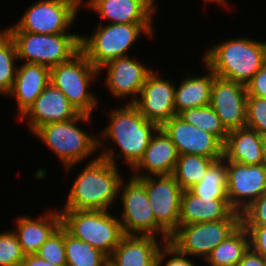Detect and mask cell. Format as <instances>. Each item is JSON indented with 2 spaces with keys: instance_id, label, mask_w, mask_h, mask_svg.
I'll return each mask as SVG.
<instances>
[{
  "instance_id": "cell-30",
  "label": "cell",
  "mask_w": 266,
  "mask_h": 266,
  "mask_svg": "<svg viewBox=\"0 0 266 266\" xmlns=\"http://www.w3.org/2000/svg\"><path fill=\"white\" fill-rule=\"evenodd\" d=\"M215 160L218 159L200 155H179L172 175L183 191L188 190L201 181Z\"/></svg>"
},
{
  "instance_id": "cell-38",
  "label": "cell",
  "mask_w": 266,
  "mask_h": 266,
  "mask_svg": "<svg viewBox=\"0 0 266 266\" xmlns=\"http://www.w3.org/2000/svg\"><path fill=\"white\" fill-rule=\"evenodd\" d=\"M249 234V247L266 259V226H244Z\"/></svg>"
},
{
  "instance_id": "cell-6",
  "label": "cell",
  "mask_w": 266,
  "mask_h": 266,
  "mask_svg": "<svg viewBox=\"0 0 266 266\" xmlns=\"http://www.w3.org/2000/svg\"><path fill=\"white\" fill-rule=\"evenodd\" d=\"M61 226L73 237L101 250L108 257L124 236L117 216L108 210H62Z\"/></svg>"
},
{
  "instance_id": "cell-1",
  "label": "cell",
  "mask_w": 266,
  "mask_h": 266,
  "mask_svg": "<svg viewBox=\"0 0 266 266\" xmlns=\"http://www.w3.org/2000/svg\"><path fill=\"white\" fill-rule=\"evenodd\" d=\"M115 151L104 149L78 174L63 210H108L119 195L121 180Z\"/></svg>"
},
{
  "instance_id": "cell-32",
  "label": "cell",
  "mask_w": 266,
  "mask_h": 266,
  "mask_svg": "<svg viewBox=\"0 0 266 266\" xmlns=\"http://www.w3.org/2000/svg\"><path fill=\"white\" fill-rule=\"evenodd\" d=\"M177 116L184 122L215 135L223 144L226 141L228 131L210 105L187 109Z\"/></svg>"
},
{
  "instance_id": "cell-25",
  "label": "cell",
  "mask_w": 266,
  "mask_h": 266,
  "mask_svg": "<svg viewBox=\"0 0 266 266\" xmlns=\"http://www.w3.org/2000/svg\"><path fill=\"white\" fill-rule=\"evenodd\" d=\"M223 158L244 165L265 163L262 135L248 127L228 131L223 144Z\"/></svg>"
},
{
  "instance_id": "cell-31",
  "label": "cell",
  "mask_w": 266,
  "mask_h": 266,
  "mask_svg": "<svg viewBox=\"0 0 266 266\" xmlns=\"http://www.w3.org/2000/svg\"><path fill=\"white\" fill-rule=\"evenodd\" d=\"M18 61L14 40L3 30L0 33V94L8 95L13 87Z\"/></svg>"
},
{
  "instance_id": "cell-26",
  "label": "cell",
  "mask_w": 266,
  "mask_h": 266,
  "mask_svg": "<svg viewBox=\"0 0 266 266\" xmlns=\"http://www.w3.org/2000/svg\"><path fill=\"white\" fill-rule=\"evenodd\" d=\"M207 75L183 78L178 88H175L174 109L176 115L187 109L210 105L211 87L216 77L212 69L205 64Z\"/></svg>"
},
{
  "instance_id": "cell-14",
  "label": "cell",
  "mask_w": 266,
  "mask_h": 266,
  "mask_svg": "<svg viewBox=\"0 0 266 266\" xmlns=\"http://www.w3.org/2000/svg\"><path fill=\"white\" fill-rule=\"evenodd\" d=\"M246 85L215 77L210 96V106L227 131L246 127Z\"/></svg>"
},
{
  "instance_id": "cell-21",
  "label": "cell",
  "mask_w": 266,
  "mask_h": 266,
  "mask_svg": "<svg viewBox=\"0 0 266 266\" xmlns=\"http://www.w3.org/2000/svg\"><path fill=\"white\" fill-rule=\"evenodd\" d=\"M160 249L157 237L124 235L108 263L111 266H156Z\"/></svg>"
},
{
  "instance_id": "cell-5",
  "label": "cell",
  "mask_w": 266,
  "mask_h": 266,
  "mask_svg": "<svg viewBox=\"0 0 266 266\" xmlns=\"http://www.w3.org/2000/svg\"><path fill=\"white\" fill-rule=\"evenodd\" d=\"M90 117V115L79 114L68 121L48 123L33 134L61 159L67 170H70L75 164L84 161L98 150V137L86 133L77 124L80 121L87 122L91 119Z\"/></svg>"
},
{
  "instance_id": "cell-23",
  "label": "cell",
  "mask_w": 266,
  "mask_h": 266,
  "mask_svg": "<svg viewBox=\"0 0 266 266\" xmlns=\"http://www.w3.org/2000/svg\"><path fill=\"white\" fill-rule=\"evenodd\" d=\"M85 5L109 24L153 23L155 13L143 0H89Z\"/></svg>"
},
{
  "instance_id": "cell-2",
  "label": "cell",
  "mask_w": 266,
  "mask_h": 266,
  "mask_svg": "<svg viewBox=\"0 0 266 266\" xmlns=\"http://www.w3.org/2000/svg\"><path fill=\"white\" fill-rule=\"evenodd\" d=\"M203 60L215 76L246 85L266 63V42L248 37L225 40L207 50Z\"/></svg>"
},
{
  "instance_id": "cell-16",
  "label": "cell",
  "mask_w": 266,
  "mask_h": 266,
  "mask_svg": "<svg viewBox=\"0 0 266 266\" xmlns=\"http://www.w3.org/2000/svg\"><path fill=\"white\" fill-rule=\"evenodd\" d=\"M176 87L153 70L147 76L139 97L133 105L148 121L161 127L170 118L176 116L174 109Z\"/></svg>"
},
{
  "instance_id": "cell-19",
  "label": "cell",
  "mask_w": 266,
  "mask_h": 266,
  "mask_svg": "<svg viewBox=\"0 0 266 266\" xmlns=\"http://www.w3.org/2000/svg\"><path fill=\"white\" fill-rule=\"evenodd\" d=\"M179 153L172 140L159 128L151 138L142 158L132 168L133 177L171 175L174 172ZM141 171H147L146 173Z\"/></svg>"
},
{
  "instance_id": "cell-37",
  "label": "cell",
  "mask_w": 266,
  "mask_h": 266,
  "mask_svg": "<svg viewBox=\"0 0 266 266\" xmlns=\"http://www.w3.org/2000/svg\"><path fill=\"white\" fill-rule=\"evenodd\" d=\"M162 249L159 250L156 260V266L163 265L165 256H173L167 260L165 266H195L193 261L187 259V255L180 253L174 246H172L169 242H161Z\"/></svg>"
},
{
  "instance_id": "cell-12",
  "label": "cell",
  "mask_w": 266,
  "mask_h": 266,
  "mask_svg": "<svg viewBox=\"0 0 266 266\" xmlns=\"http://www.w3.org/2000/svg\"><path fill=\"white\" fill-rule=\"evenodd\" d=\"M147 195L157 224L171 236L179 227L182 189L171 175H151L138 178Z\"/></svg>"
},
{
  "instance_id": "cell-11",
  "label": "cell",
  "mask_w": 266,
  "mask_h": 266,
  "mask_svg": "<svg viewBox=\"0 0 266 266\" xmlns=\"http://www.w3.org/2000/svg\"><path fill=\"white\" fill-rule=\"evenodd\" d=\"M82 0H40L25 11L19 22L4 30L60 34L75 22Z\"/></svg>"
},
{
  "instance_id": "cell-43",
  "label": "cell",
  "mask_w": 266,
  "mask_h": 266,
  "mask_svg": "<svg viewBox=\"0 0 266 266\" xmlns=\"http://www.w3.org/2000/svg\"><path fill=\"white\" fill-rule=\"evenodd\" d=\"M262 144H263V158L266 164V134L262 135Z\"/></svg>"
},
{
  "instance_id": "cell-39",
  "label": "cell",
  "mask_w": 266,
  "mask_h": 266,
  "mask_svg": "<svg viewBox=\"0 0 266 266\" xmlns=\"http://www.w3.org/2000/svg\"><path fill=\"white\" fill-rule=\"evenodd\" d=\"M248 96H256L266 99V63L246 84Z\"/></svg>"
},
{
  "instance_id": "cell-17",
  "label": "cell",
  "mask_w": 266,
  "mask_h": 266,
  "mask_svg": "<svg viewBox=\"0 0 266 266\" xmlns=\"http://www.w3.org/2000/svg\"><path fill=\"white\" fill-rule=\"evenodd\" d=\"M137 60L128 56L120 57L109 61L99 69V73L104 68L108 70L104 82L113 96L122 99L131 96L129 104L136 101L147 76L152 72V68L149 70L147 65Z\"/></svg>"
},
{
  "instance_id": "cell-20",
  "label": "cell",
  "mask_w": 266,
  "mask_h": 266,
  "mask_svg": "<svg viewBox=\"0 0 266 266\" xmlns=\"http://www.w3.org/2000/svg\"><path fill=\"white\" fill-rule=\"evenodd\" d=\"M50 82V68L41 64L23 63L17 67L13 87L8 96L17 100L19 118L30 108Z\"/></svg>"
},
{
  "instance_id": "cell-15",
  "label": "cell",
  "mask_w": 266,
  "mask_h": 266,
  "mask_svg": "<svg viewBox=\"0 0 266 266\" xmlns=\"http://www.w3.org/2000/svg\"><path fill=\"white\" fill-rule=\"evenodd\" d=\"M160 128L172 140L179 155L223 158V143L215 135L184 122L177 115L170 118Z\"/></svg>"
},
{
  "instance_id": "cell-9",
  "label": "cell",
  "mask_w": 266,
  "mask_h": 266,
  "mask_svg": "<svg viewBox=\"0 0 266 266\" xmlns=\"http://www.w3.org/2000/svg\"><path fill=\"white\" fill-rule=\"evenodd\" d=\"M241 225V214L234 211L227 219L217 222L181 225L170 236L169 243L188 257H202L205 260L215 247Z\"/></svg>"
},
{
  "instance_id": "cell-3",
  "label": "cell",
  "mask_w": 266,
  "mask_h": 266,
  "mask_svg": "<svg viewBox=\"0 0 266 266\" xmlns=\"http://www.w3.org/2000/svg\"><path fill=\"white\" fill-rule=\"evenodd\" d=\"M110 116L108 126L101 132L103 137L99 138V149L102 148L103 139L113 141L121 150L118 158L124 157L125 163L133 168L142 158L153 134L160 127L148 121L133 104L129 103L121 108L112 109Z\"/></svg>"
},
{
  "instance_id": "cell-34",
  "label": "cell",
  "mask_w": 266,
  "mask_h": 266,
  "mask_svg": "<svg viewBox=\"0 0 266 266\" xmlns=\"http://www.w3.org/2000/svg\"><path fill=\"white\" fill-rule=\"evenodd\" d=\"M25 254L11 230L0 233V266H21Z\"/></svg>"
},
{
  "instance_id": "cell-33",
  "label": "cell",
  "mask_w": 266,
  "mask_h": 266,
  "mask_svg": "<svg viewBox=\"0 0 266 266\" xmlns=\"http://www.w3.org/2000/svg\"><path fill=\"white\" fill-rule=\"evenodd\" d=\"M40 258L59 266H66L65 229L60 226L39 248Z\"/></svg>"
},
{
  "instance_id": "cell-40",
  "label": "cell",
  "mask_w": 266,
  "mask_h": 266,
  "mask_svg": "<svg viewBox=\"0 0 266 266\" xmlns=\"http://www.w3.org/2000/svg\"><path fill=\"white\" fill-rule=\"evenodd\" d=\"M237 266H266V259L249 247Z\"/></svg>"
},
{
  "instance_id": "cell-29",
  "label": "cell",
  "mask_w": 266,
  "mask_h": 266,
  "mask_svg": "<svg viewBox=\"0 0 266 266\" xmlns=\"http://www.w3.org/2000/svg\"><path fill=\"white\" fill-rule=\"evenodd\" d=\"M66 266H106L109 257L65 230Z\"/></svg>"
},
{
  "instance_id": "cell-42",
  "label": "cell",
  "mask_w": 266,
  "mask_h": 266,
  "mask_svg": "<svg viewBox=\"0 0 266 266\" xmlns=\"http://www.w3.org/2000/svg\"><path fill=\"white\" fill-rule=\"evenodd\" d=\"M204 1H206V2H209V3H218L220 6H229V5H227V0H204Z\"/></svg>"
},
{
  "instance_id": "cell-18",
  "label": "cell",
  "mask_w": 266,
  "mask_h": 266,
  "mask_svg": "<svg viewBox=\"0 0 266 266\" xmlns=\"http://www.w3.org/2000/svg\"><path fill=\"white\" fill-rule=\"evenodd\" d=\"M80 113L70 104L69 100L51 82L45 87L30 108L20 117H27L30 131L52 122H64L76 118Z\"/></svg>"
},
{
  "instance_id": "cell-13",
  "label": "cell",
  "mask_w": 266,
  "mask_h": 266,
  "mask_svg": "<svg viewBox=\"0 0 266 266\" xmlns=\"http://www.w3.org/2000/svg\"><path fill=\"white\" fill-rule=\"evenodd\" d=\"M226 169L228 202L241 214L266 192V164L244 165L226 160Z\"/></svg>"
},
{
  "instance_id": "cell-22",
  "label": "cell",
  "mask_w": 266,
  "mask_h": 266,
  "mask_svg": "<svg viewBox=\"0 0 266 266\" xmlns=\"http://www.w3.org/2000/svg\"><path fill=\"white\" fill-rule=\"evenodd\" d=\"M233 212L228 198H199L189 190H184L180 199L179 226L217 222L227 219Z\"/></svg>"
},
{
  "instance_id": "cell-10",
  "label": "cell",
  "mask_w": 266,
  "mask_h": 266,
  "mask_svg": "<svg viewBox=\"0 0 266 266\" xmlns=\"http://www.w3.org/2000/svg\"><path fill=\"white\" fill-rule=\"evenodd\" d=\"M121 180L119 195L123 206L121 227L124 235L154 236L162 234L161 241L169 242L170 236L157 224L145 185L131 176L127 182ZM122 192V193H120Z\"/></svg>"
},
{
  "instance_id": "cell-41",
  "label": "cell",
  "mask_w": 266,
  "mask_h": 266,
  "mask_svg": "<svg viewBox=\"0 0 266 266\" xmlns=\"http://www.w3.org/2000/svg\"><path fill=\"white\" fill-rule=\"evenodd\" d=\"M21 266H59L40 258L36 254L25 255Z\"/></svg>"
},
{
  "instance_id": "cell-7",
  "label": "cell",
  "mask_w": 266,
  "mask_h": 266,
  "mask_svg": "<svg viewBox=\"0 0 266 266\" xmlns=\"http://www.w3.org/2000/svg\"><path fill=\"white\" fill-rule=\"evenodd\" d=\"M14 40L18 61L52 68L69 61L80 51V35L75 33L38 34L5 30Z\"/></svg>"
},
{
  "instance_id": "cell-35",
  "label": "cell",
  "mask_w": 266,
  "mask_h": 266,
  "mask_svg": "<svg viewBox=\"0 0 266 266\" xmlns=\"http://www.w3.org/2000/svg\"><path fill=\"white\" fill-rule=\"evenodd\" d=\"M246 127L266 134V99L256 96L247 97Z\"/></svg>"
},
{
  "instance_id": "cell-28",
  "label": "cell",
  "mask_w": 266,
  "mask_h": 266,
  "mask_svg": "<svg viewBox=\"0 0 266 266\" xmlns=\"http://www.w3.org/2000/svg\"><path fill=\"white\" fill-rule=\"evenodd\" d=\"M188 190L199 198H228L226 160H215L201 181Z\"/></svg>"
},
{
  "instance_id": "cell-8",
  "label": "cell",
  "mask_w": 266,
  "mask_h": 266,
  "mask_svg": "<svg viewBox=\"0 0 266 266\" xmlns=\"http://www.w3.org/2000/svg\"><path fill=\"white\" fill-rule=\"evenodd\" d=\"M99 74V70L79 51L69 61L50 68V82L62 91L80 114L91 116L98 97L90 92L88 86Z\"/></svg>"
},
{
  "instance_id": "cell-44",
  "label": "cell",
  "mask_w": 266,
  "mask_h": 266,
  "mask_svg": "<svg viewBox=\"0 0 266 266\" xmlns=\"http://www.w3.org/2000/svg\"><path fill=\"white\" fill-rule=\"evenodd\" d=\"M146 4H148L154 11H157L156 10V6H155V0H143Z\"/></svg>"
},
{
  "instance_id": "cell-24",
  "label": "cell",
  "mask_w": 266,
  "mask_h": 266,
  "mask_svg": "<svg viewBox=\"0 0 266 266\" xmlns=\"http://www.w3.org/2000/svg\"><path fill=\"white\" fill-rule=\"evenodd\" d=\"M17 230H12L18 238L25 255L36 254L46 240L61 226L60 211L47 212L35 220L26 216L17 218Z\"/></svg>"
},
{
  "instance_id": "cell-27",
  "label": "cell",
  "mask_w": 266,
  "mask_h": 266,
  "mask_svg": "<svg viewBox=\"0 0 266 266\" xmlns=\"http://www.w3.org/2000/svg\"><path fill=\"white\" fill-rule=\"evenodd\" d=\"M249 248V234L241 225L226 240L215 247L206 257L209 266H237Z\"/></svg>"
},
{
  "instance_id": "cell-36",
  "label": "cell",
  "mask_w": 266,
  "mask_h": 266,
  "mask_svg": "<svg viewBox=\"0 0 266 266\" xmlns=\"http://www.w3.org/2000/svg\"><path fill=\"white\" fill-rule=\"evenodd\" d=\"M243 226H266V192L241 213Z\"/></svg>"
},
{
  "instance_id": "cell-4",
  "label": "cell",
  "mask_w": 266,
  "mask_h": 266,
  "mask_svg": "<svg viewBox=\"0 0 266 266\" xmlns=\"http://www.w3.org/2000/svg\"><path fill=\"white\" fill-rule=\"evenodd\" d=\"M153 23H99L91 36H80V51L98 70L113 59L126 57L141 34L153 36Z\"/></svg>"
}]
</instances>
